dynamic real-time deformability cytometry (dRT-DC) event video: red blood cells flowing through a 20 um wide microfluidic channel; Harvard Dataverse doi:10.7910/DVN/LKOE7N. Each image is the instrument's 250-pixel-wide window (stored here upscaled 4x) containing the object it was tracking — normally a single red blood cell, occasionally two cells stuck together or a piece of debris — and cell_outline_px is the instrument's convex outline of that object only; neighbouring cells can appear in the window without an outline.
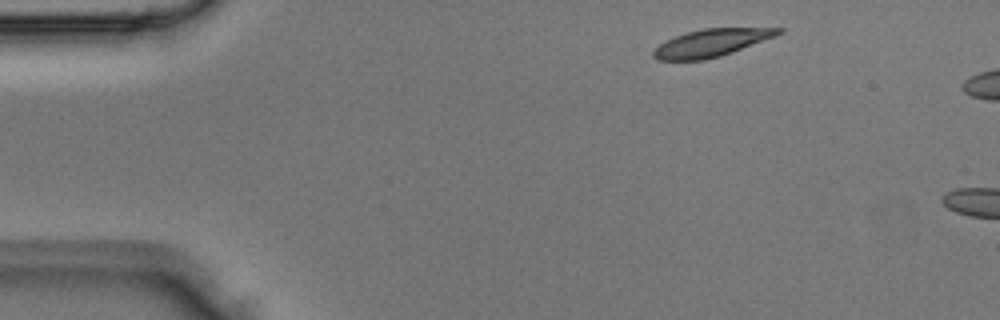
{"species": "Egyptian fruit bat (a non-hibernating species)", "species_latin": "Rousettus aegyptiacus", "temperature_condition": "room temperature", "stored_images_in_passage": 2, "camera_frame_rate_fps": 3000, "um_per_image_px": 0.085, "animal": {"sex": "male"}, "frame": {"image": 1, "passage_image": 1, "time_ms": 0.0, "image_size_px": [1000, 320], "cell_outline_px": [[784, 32], [776, 36], [732, 52], [720, 56], [704, 60], [656, 60], [652, 56], [652, 52], [660, 44], [676, 36], [688, 32], [704, 28], [784, 28]], "centroid_in_image_um": [60.48, 3.64], "position_along_channel_um": 24.5, "area_um2": 19.83}}